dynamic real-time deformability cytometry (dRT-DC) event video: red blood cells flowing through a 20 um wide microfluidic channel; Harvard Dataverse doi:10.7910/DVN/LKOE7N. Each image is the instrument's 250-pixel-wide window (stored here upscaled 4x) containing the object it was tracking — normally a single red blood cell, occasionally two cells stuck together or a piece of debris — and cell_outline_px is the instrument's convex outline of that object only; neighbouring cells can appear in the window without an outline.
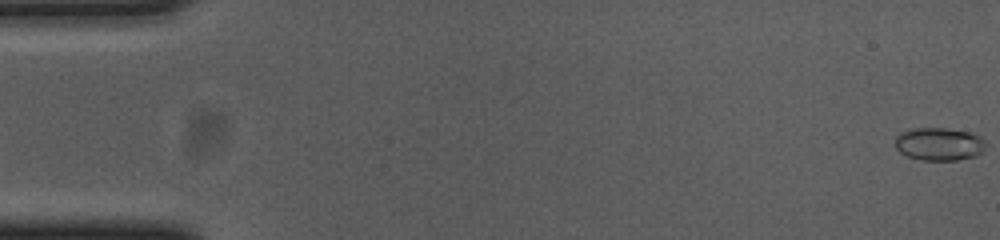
{"species": "common noctule bat (a hibernating species)", "species_latin": "Nyctalus noctula", "temperature_condition": "cold", "stored_images_in_passage": 51, "camera_frame_rate_fps": 3000, "um_per_image_px": 0.085, "animal": {"sex": "female", "body_mass_g": 23.0, "forearm_length_mm": 53.4}, "frame": {"image": 1, "passage_image": 1, "time_ms": 0.0, "image_size_px": [1000, 240], "cell_outline_px": [[984, 144], [980, 152], [976, 156], [956, 160], [920, 160], [908, 156], [900, 152], [896, 148], [896, 136], [900, 132], [916, 128], [948, 128], [968, 132], [980, 136], [984, 140]], "centroid_in_image_um": [79.8, 12.24], "position_along_channel_um": 5.2, "area_um2": 17.22}}
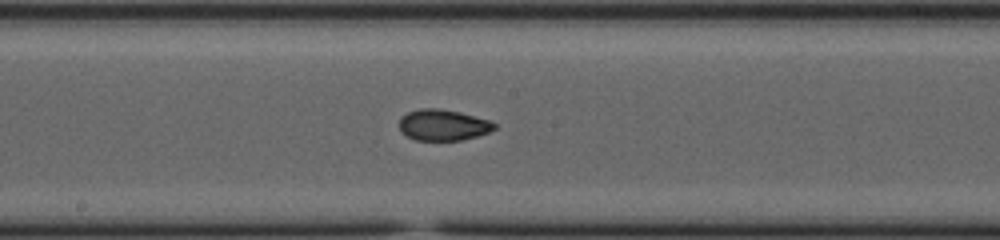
{"frame": {"image": 2, "passage_image": 30, "time_ms": 9.667, "image_size_px": [1000, 240], "cell_outline_px": [[496, 128], [488, 132], [476, 136], [460, 140], [416, 140], [408, 136], [400, 128], [400, 116], [408, 112], [420, 108], [440, 108], [460, 112], [492, 120], [496, 124]], "centroid_in_image_um": [37.69, 10.6], "position_along_channel_um": 210.5, "area_um2": 17.22}}
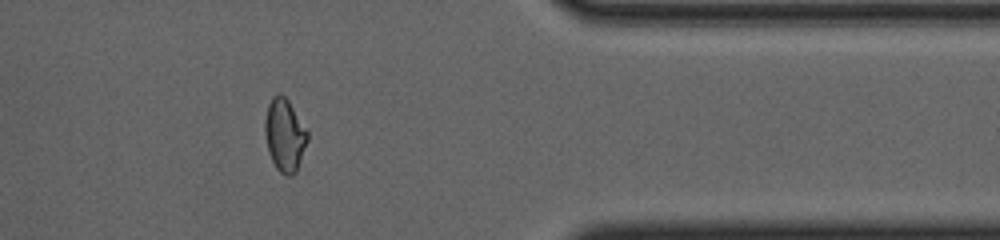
{"frame": {"image": 3, "passage_image": 46, "time_ms": 15.0, "image_size_px": [1000, 240], "cell_outline_px": [[308, 140], [296, 172], [292, 176], [288, 176], [280, 172], [276, 168], [268, 152], [264, 132], [264, 120], [268, 104], [272, 96], [280, 92], [288, 100], [308, 132]], "centroid_in_image_um": [24.18, 11.47], "position_along_channel_um": 387.2, "area_um2": 18.09}, "authors_computed_cell_mechanics": {"area_um2": 17.4556, "velocity_mm_per_s": 3.6889, "shape_relaxation_time_tau1_ms": null, "shape_relaxation_time_tau2_ms": 1.4345, "deformation_change_tau1": null, "deformation_change_tau2": 0.0531}}